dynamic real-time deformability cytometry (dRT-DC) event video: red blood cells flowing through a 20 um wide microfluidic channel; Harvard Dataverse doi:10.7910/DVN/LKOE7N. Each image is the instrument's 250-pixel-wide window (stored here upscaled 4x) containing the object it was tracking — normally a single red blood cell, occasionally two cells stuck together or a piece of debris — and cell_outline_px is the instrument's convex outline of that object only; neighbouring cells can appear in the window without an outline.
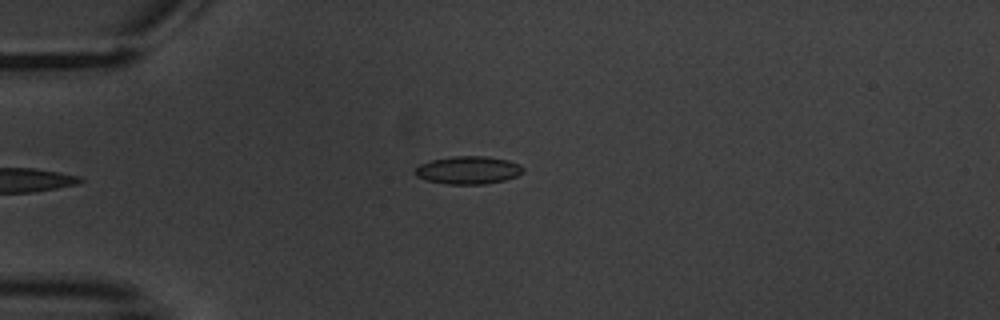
{"species": "common noctule bat (a hibernating species)", "species_latin": "Nyctalus noctula", "temperature_condition": "warm", "stored_images_in_passage": 5, "camera_frame_rate_fps": 3000, "um_per_image_px": 0.085, "animal": {"sex": "male", "body_mass_g": 20.1, "forearm_length_mm": 53.5}, "frame": {"image": 1, "passage_image": 5, "time_ms": 4.667, "image_size_px": [1000, 320], "cell_outline_px": [[524, 172], [516, 176], [504, 180], [484, 184], [448, 184], [428, 180], [416, 176], [412, 172], [420, 164], [432, 160], [452, 156], [488, 156], [508, 160], [520, 164], [524, 168]], "centroid_in_image_um": [39.81, 14.45], "position_along_channel_um": 45.2, "area_um2": 17.57}}